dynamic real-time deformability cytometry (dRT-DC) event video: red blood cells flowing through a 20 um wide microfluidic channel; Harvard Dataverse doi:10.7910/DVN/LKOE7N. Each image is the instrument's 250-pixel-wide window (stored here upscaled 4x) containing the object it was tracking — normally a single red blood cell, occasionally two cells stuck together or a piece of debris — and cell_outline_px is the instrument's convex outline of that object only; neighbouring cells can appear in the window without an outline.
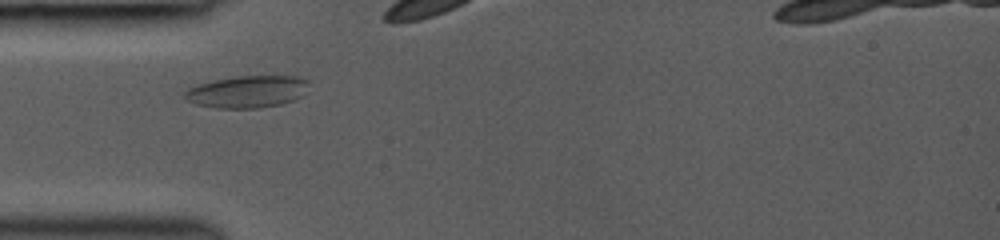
{"species": "common noctule bat (a hibernating species)", "species_latin": "Nyctalus noctula", "temperature_condition": "room temperature", "stored_images_in_passage": 27, "segment_of_instrument_passage": [1, 2], "camera_frame_rate_fps": 3000, "um_per_image_px": 0.085, "animal": {"sex": "female", "body_mass_g": 19.0, "forearm_length_mm": 53.3}, "frame": {"image": 1, "passage_image": 1, "time_ms": 0.0, "image_size_px": [1000, 240], "cell_outline_px": [[312, 80], [304, 96], [280, 104], [256, 108], [216, 108], [196, 104], [188, 100], [184, 96], [184, 92], [188, 88], [212, 80], [232, 76], [296, 76]], "centroid_in_image_um": [21.07, 7.78], "position_along_channel_um": 63.9, "area_um2": 23.47}}
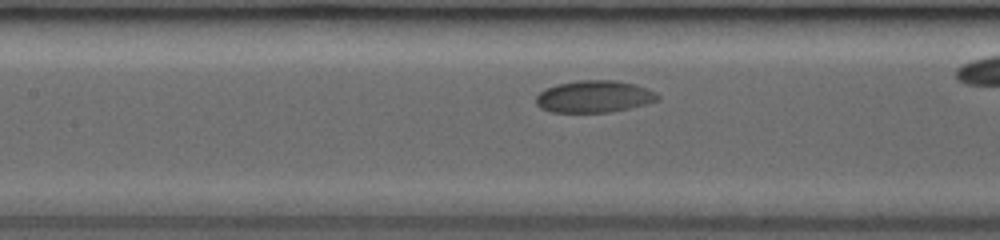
{"frame": {"image": 2, "passage_image": 8, "time_ms": 2.333, "image_size_px": [1000, 240], "cell_outline_px": [[660, 100], [628, 108], [608, 112], [552, 112], [540, 108], [536, 104], [536, 96], [544, 88], [556, 84], [576, 80], [616, 80], [636, 84], [648, 88], [656, 92], [660, 96]], "centroid_in_image_um": [50.5, 8.19], "position_along_channel_um": 156.9, "area_um2": 22.89}}
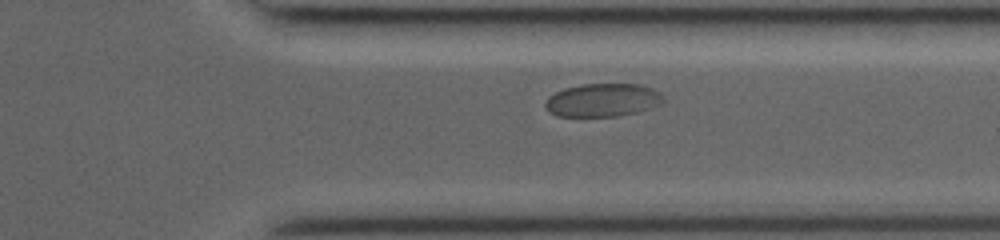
{"frame": {"image": 3, "passage_image": 23, "time_ms": 7.333, "image_size_px": [1000, 240], "cell_outline_px": [[664, 104], [636, 112], [620, 116], [556, 116], [548, 112], [544, 104], [548, 96], [564, 88], [580, 84], [640, 84], [652, 88], [660, 92], [664, 96]], "centroid_in_image_um": [51.24, 8.5], "position_along_channel_um": 360.2, "area_um2": 23.12}}